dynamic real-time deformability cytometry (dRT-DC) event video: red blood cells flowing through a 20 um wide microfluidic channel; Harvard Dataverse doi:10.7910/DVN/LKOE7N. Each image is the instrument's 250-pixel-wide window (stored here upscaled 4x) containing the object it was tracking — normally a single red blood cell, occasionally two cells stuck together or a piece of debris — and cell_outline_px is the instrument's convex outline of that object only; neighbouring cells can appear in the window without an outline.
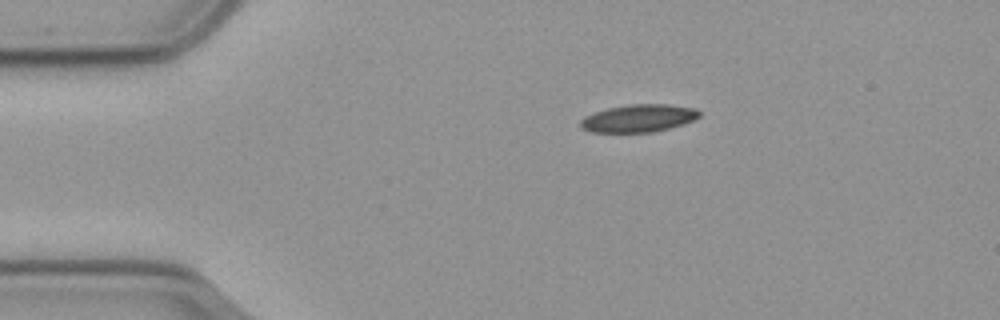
{"species": "common noctule bat (a hibernating species)", "species_latin": "Nyctalus noctula", "temperature_condition": "cold", "stored_images_in_passage": 47, "camera_frame_rate_fps": 3000, "um_per_image_px": 0.085, "animal": {"sex": "male", "body_mass_g": 23.1, "forearm_length_mm": 52.7}, "frame": {"image": 1, "passage_image": 1, "time_ms": 0.0, "image_size_px": [1000, 320], "cell_outline_px": [[700, 116], [684, 124], [652, 132], [592, 132], [580, 128], [580, 120], [584, 116], [608, 108], [632, 104], [668, 104], [696, 108], [700, 112]], "centroid_in_image_um": [54.28, 10.05], "position_along_channel_um": 30.7, "area_um2": 19.07}}
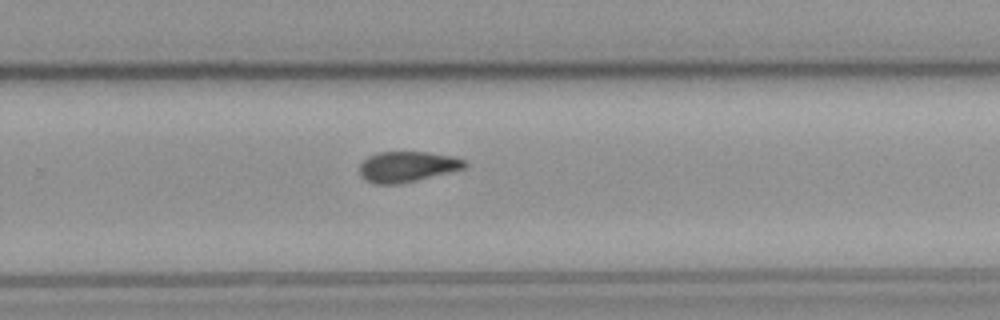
{"frame": {"image": 2, "passage_image": 27, "time_ms": 8.667, "image_size_px": [1000, 320], "cell_outline_px": [[468, 164], [464, 168], [400, 184], [372, 184], [364, 180], [360, 176], [360, 164], [368, 156], [376, 152], [428, 152], [452, 156], [464, 160]], "centroid_in_image_um": [34.56, 14.17], "position_along_channel_um": 295.2, "area_um2": 18.73}}
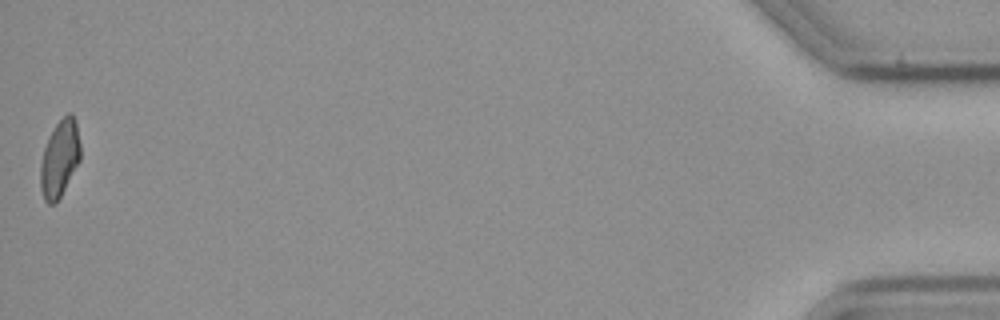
{"frame": {"image": 3, "passage_image": 47, "time_ms": 15.333, "image_size_px": [1000, 320], "cell_outline_px": [[80, 160], [56, 204], [48, 204], [44, 200], [40, 188], [40, 164], [44, 148], [48, 136], [56, 124], [68, 112], [72, 112], [76, 124], [80, 144]], "centroid_in_image_um": [5.05, 13.49], "position_along_channel_um": 430.1, "area_um2": 17.92}, "authors_computed_cell_mechanics": {"area_um2": 19.3052, "velocity_mm_per_s": 3.596, "shape_relaxation_time_tau1_ms": null, "shape_relaxation_time_tau2_ms": 10.1054, "deformation_change_tau1": null, "deformation_change_tau2": 0.163}}